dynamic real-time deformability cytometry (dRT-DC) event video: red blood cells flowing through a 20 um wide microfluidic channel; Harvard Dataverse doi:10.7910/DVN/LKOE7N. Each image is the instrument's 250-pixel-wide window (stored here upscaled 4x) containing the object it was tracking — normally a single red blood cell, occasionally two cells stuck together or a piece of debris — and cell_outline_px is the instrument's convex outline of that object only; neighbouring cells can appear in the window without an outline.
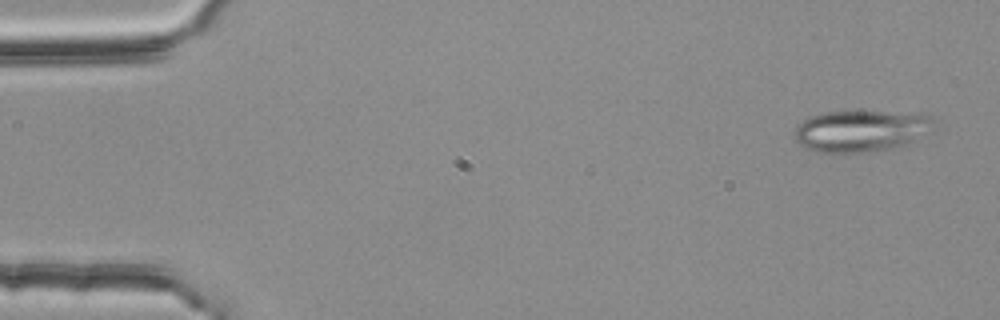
{"species": "common noctule bat (a hibernating species)", "species_latin": "Nyctalus noctula", "temperature_condition": "room temperature", "stored_images_in_passage": 5, "camera_frame_rate_fps": 3000, "um_per_image_px": 0.085, "animal": {"sex": "female", "body_mass_g": 25.1}, "frame": {"image": 1, "passage_image": 1, "time_ms": 0.0, "image_size_px": [1000, 320], "cell_outline_px": [[932, 132], [896, 148], [872, 152], [816, 152], [804, 148], [792, 136], [792, 132], [804, 120], [812, 116], [824, 112], [884, 112], [928, 116], [932, 120]], "centroid_in_image_um": [73.13, 11.16], "position_along_channel_um": 11.9, "area_um2": 33.41}}